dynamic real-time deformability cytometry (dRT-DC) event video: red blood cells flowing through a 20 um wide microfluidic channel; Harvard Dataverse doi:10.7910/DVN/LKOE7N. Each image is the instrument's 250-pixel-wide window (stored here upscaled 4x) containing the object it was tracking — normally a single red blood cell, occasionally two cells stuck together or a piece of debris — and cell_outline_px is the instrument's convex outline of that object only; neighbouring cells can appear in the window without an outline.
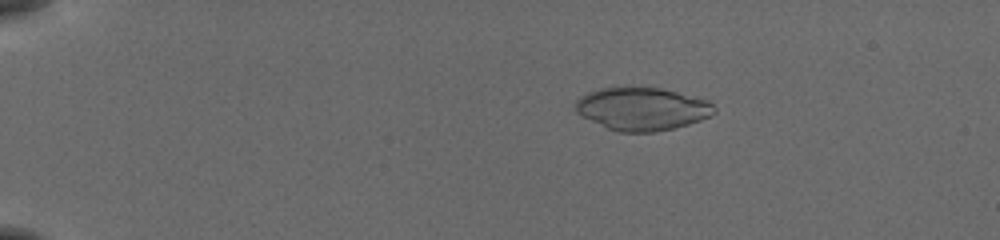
{"species": "common noctule bat (a hibernating species)", "species_latin": "Nyctalus noctula", "temperature_condition": "cold", "stored_images_in_passage": 56, "camera_frame_rate_fps": 3000, "um_per_image_px": 0.085, "animal": {"sex": "female", "body_mass_g": 19.5, "forearm_length_mm": 54.1}, "frame": {"image": 1, "passage_image": 12, "time_ms": 3.667, "image_size_px": [1000, 240], "cell_outline_px": [[716, 112], [700, 120], [688, 124], [656, 132], [620, 132], [608, 128], [576, 112], [576, 100], [580, 96], [588, 92], [600, 88], [660, 88], [708, 100], [716, 108]], "centroid_in_image_um": [54.59, 9.25], "position_along_channel_um": 30.4, "area_um2": 34.1}}